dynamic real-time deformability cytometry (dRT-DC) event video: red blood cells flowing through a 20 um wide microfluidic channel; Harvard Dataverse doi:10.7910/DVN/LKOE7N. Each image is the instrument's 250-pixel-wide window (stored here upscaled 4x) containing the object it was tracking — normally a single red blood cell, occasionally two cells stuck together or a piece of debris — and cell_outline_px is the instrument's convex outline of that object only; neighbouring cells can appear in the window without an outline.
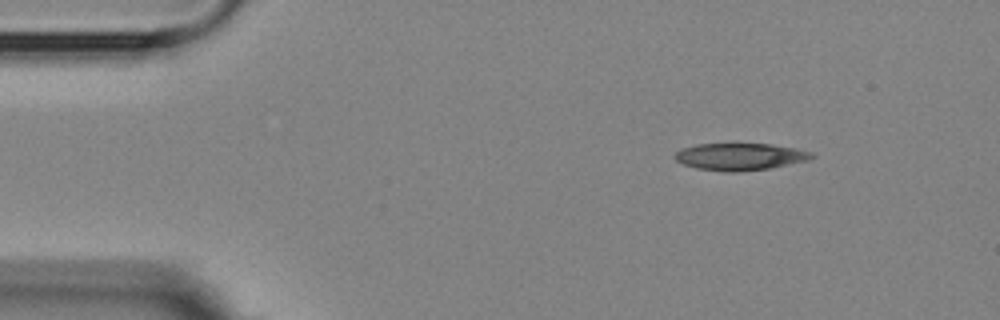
{"species": "Egyptian fruit bat (a non-hibernating species)", "species_latin": "Rousettus aegyptiacus", "temperature_condition": "room temperature", "stored_images_in_passage": 4, "camera_frame_rate_fps": 3000, "um_per_image_px": 0.085, "animal": {"sex": "female"}, "frame": {"image": 1, "passage_image": 1, "time_ms": 0.0, "image_size_px": [1000, 320], "cell_outline_px": [[816, 156], [808, 160], [768, 168], [736, 172], [724, 172], [696, 168], [684, 164], [676, 160], [672, 156], [680, 148], [696, 144], [772, 144], [796, 148], [812, 152]], "centroid_in_image_um": [62.87, 13.31], "position_along_channel_um": 22.1, "area_um2": 21.62}}
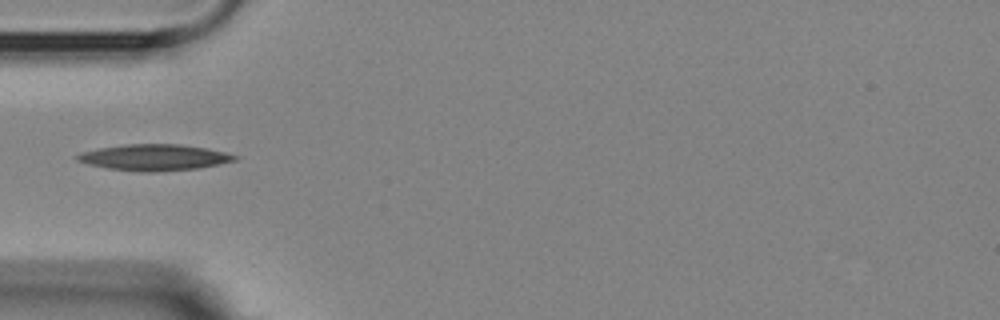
{"frame": {"image": 2, "passage_image": 4, "time_ms": 3.333, "image_size_px": [1000, 320], "cell_outline_px": [[240, 156], [236, 160], [220, 164], [200, 168], [152, 172], [140, 172], [108, 168], [88, 164], [76, 160], [72, 156], [80, 152], [100, 148], [124, 144], [180, 144], [204, 148], [224, 152]], "centroid_in_image_um": [13.08, 13.38], "position_along_channel_um": 71.9, "area_um2": 24.1}}